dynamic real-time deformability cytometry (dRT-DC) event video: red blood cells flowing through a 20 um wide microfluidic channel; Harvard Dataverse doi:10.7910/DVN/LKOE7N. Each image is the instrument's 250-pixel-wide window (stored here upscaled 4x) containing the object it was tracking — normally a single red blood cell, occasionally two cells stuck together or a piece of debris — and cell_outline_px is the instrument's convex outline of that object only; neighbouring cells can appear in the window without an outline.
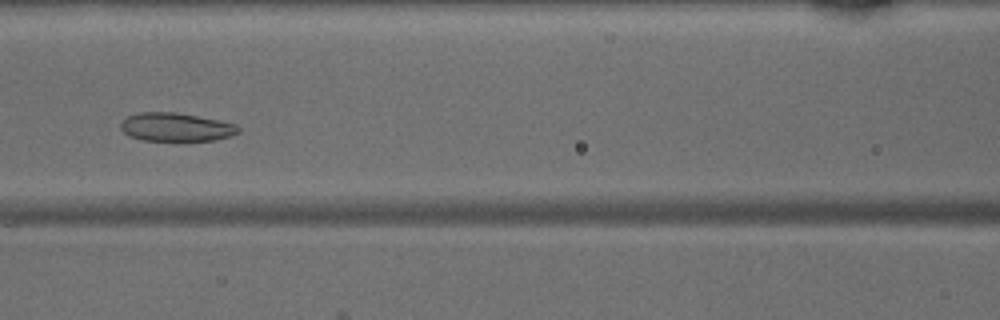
{"species": "common noctule bat (a hibernating species)", "species_latin": "Nyctalus noctula", "temperature_condition": "warm", "stored_images_in_passage": 48, "camera_frame_rate_fps": 3000, "um_per_image_px": 0.085, "animal": {"sex": "male", "body_mass_g": 15.6}, "frame": {"image": 1, "passage_image": 21, "time_ms": 6.667, "image_size_px": [1000, 320], "cell_outline_px": [[240, 132], [232, 136], [216, 140], [144, 140], [128, 136], [120, 128], [120, 124], [128, 116], [140, 112], [176, 112], [236, 124], [240, 128]], "centroid_in_image_um": [14.97, 10.8], "position_along_channel_um": 151.6, "area_um2": 19.36}}
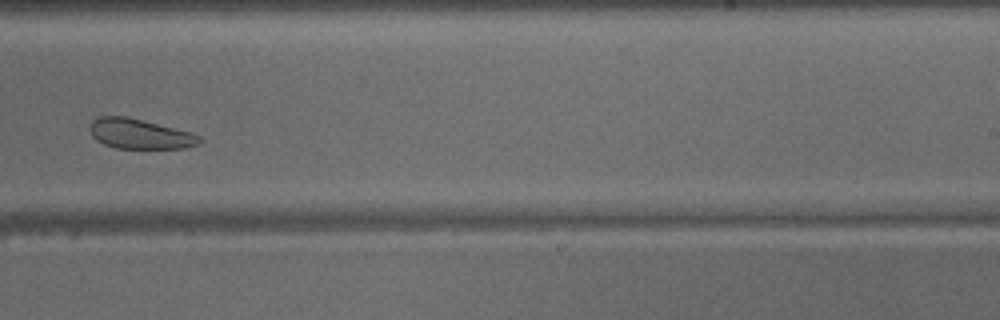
{"frame": {"image": 2, "passage_image": 30, "time_ms": 9.667, "image_size_px": [1000, 320], "cell_outline_px": [[204, 140], [200, 144], [184, 148], [116, 148], [104, 144], [96, 140], [92, 136], [88, 128], [92, 120], [100, 116], [124, 116], [192, 132], [200, 136]], "centroid_in_image_um": [11.89, 11.39], "position_along_channel_um": 277.1, "area_um2": 19.19}}
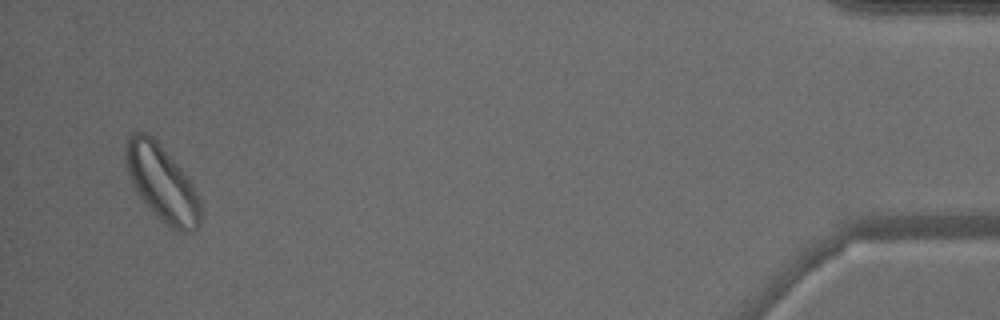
{"frame": {"image": 3, "passage_image": 46, "time_ms": 15.0, "image_size_px": [1000, 320], "cell_outline_px": [[200, 224], [196, 232], [180, 232], [164, 224], [152, 212], [136, 192], [132, 184], [128, 172], [124, 156], [128, 136], [136, 128], [148, 132], [160, 144], [180, 168], [192, 184], [200, 200]], "centroid_in_image_um": [13.74, 15.56], "position_along_channel_um": 421.5, "area_um2": 33.35}}